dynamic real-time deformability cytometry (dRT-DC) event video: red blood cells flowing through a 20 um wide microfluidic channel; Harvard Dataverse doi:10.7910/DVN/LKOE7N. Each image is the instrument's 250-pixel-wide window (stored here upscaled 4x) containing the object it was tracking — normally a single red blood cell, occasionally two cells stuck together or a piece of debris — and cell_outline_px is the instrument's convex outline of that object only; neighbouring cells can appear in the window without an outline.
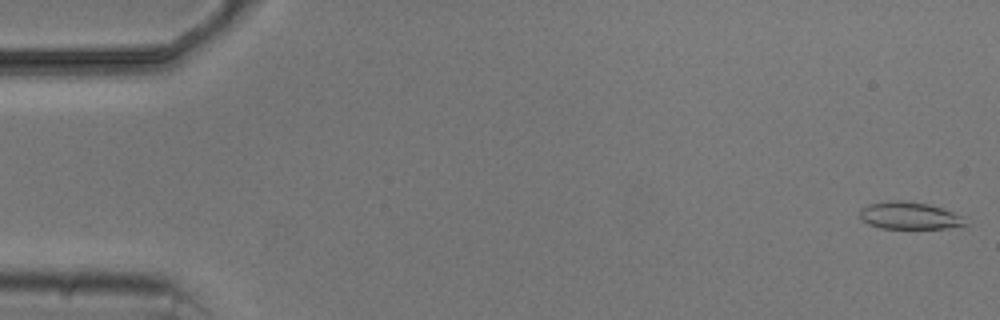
{"species": "common noctule bat (a hibernating species)", "species_latin": "Nyctalus noctula", "temperature_condition": "cold", "stored_images_in_passage": 4, "camera_frame_rate_fps": 3000, "um_per_image_px": 0.085, "animal": {"sex": "male", "body_mass_g": 20.5, "forearm_length_mm": 52.5}, "frame": {"image": 1, "passage_image": 1, "time_ms": 0.0, "image_size_px": [1000, 320], "cell_outline_px": [[968, 224], [944, 228], [880, 228], [868, 224], [860, 216], [860, 208], [868, 204], [896, 200], [900, 200], [928, 204], [964, 216]], "centroid_in_image_um": [77.29, 18.33], "position_along_channel_um": 7.7, "area_um2": 16.53}}
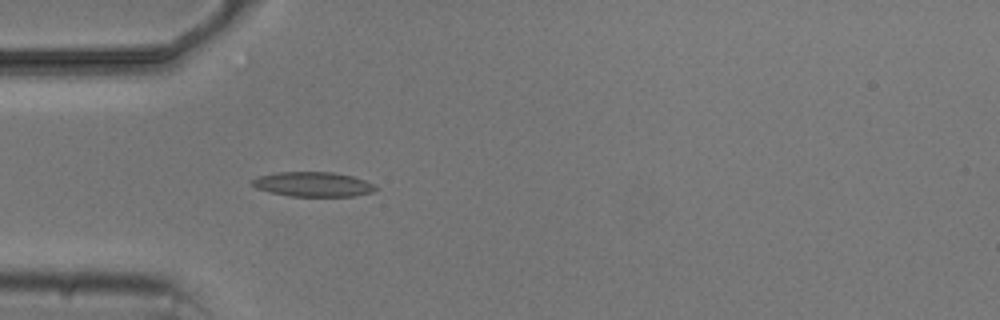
{"frame": {"image": 2, "passage_image": 4, "time_ms": 5.0, "image_size_px": [1000, 320], "cell_outline_px": [[380, 188], [372, 192], [352, 196], [288, 196], [256, 188], [252, 184], [252, 180], [260, 176], [280, 172], [332, 172], [352, 176], [364, 180]], "centroid_in_image_um": [26.64, 15.66], "position_along_channel_um": 58.4, "area_um2": 17.51}}